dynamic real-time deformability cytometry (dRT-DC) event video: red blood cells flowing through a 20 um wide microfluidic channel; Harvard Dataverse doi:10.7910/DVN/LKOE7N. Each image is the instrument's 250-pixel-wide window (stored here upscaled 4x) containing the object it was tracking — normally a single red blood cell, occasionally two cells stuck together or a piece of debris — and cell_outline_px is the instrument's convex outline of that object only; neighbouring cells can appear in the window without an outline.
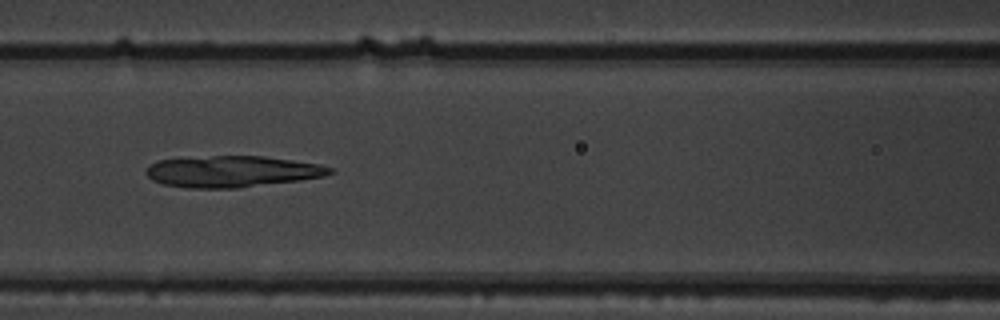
{"species": "common noctule bat (a hibernating species)", "species_latin": "Nyctalus noctula", "temperature_condition": "warm", "stored_images_in_passage": 10, "camera_frame_rate_fps": 3000, "um_per_image_px": 0.085, "animal": {"sex": "male", "body_mass_g": 19.5, "forearm_length_mm": 54.6}, "frame": {"image": 1, "passage_image": 6, "time_ms": 1.667, "image_size_px": [1000, 320], "cell_outline_px": [[336, 172], [324, 176], [300, 180], [240, 188], [188, 188], [164, 184], [152, 180], [144, 172], [148, 164], [156, 160], [212, 156], [264, 156], [320, 164], [332, 168]], "centroid_in_image_um": [19.72, 14.58], "position_along_channel_um": 146.9, "area_um2": 33.76}}
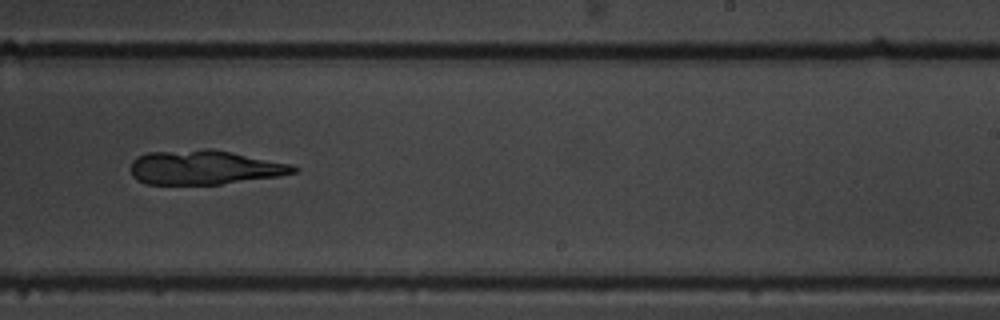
{"frame": {"image": 2, "passage_image": 9, "time_ms": 2.667, "image_size_px": [1000, 320], "cell_outline_px": [[300, 168], [296, 172], [280, 176], [220, 184], [144, 184], [136, 180], [132, 176], [132, 160], [136, 156], [148, 152], [204, 148], [212, 148], [292, 164]], "centroid_in_image_um": [17.38, 14.22], "position_along_channel_um": 271.6, "area_um2": 32.83}}